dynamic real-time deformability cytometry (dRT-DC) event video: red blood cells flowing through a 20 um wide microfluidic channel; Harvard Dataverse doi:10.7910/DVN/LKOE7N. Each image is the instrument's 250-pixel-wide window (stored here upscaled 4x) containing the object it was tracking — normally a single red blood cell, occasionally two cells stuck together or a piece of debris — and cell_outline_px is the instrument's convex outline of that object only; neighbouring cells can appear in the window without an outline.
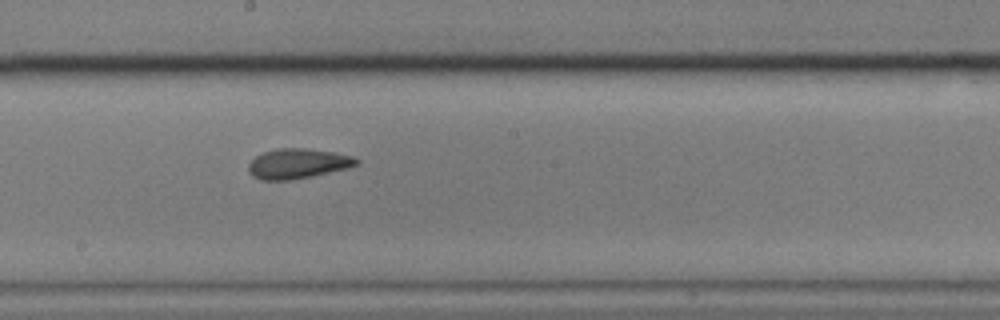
{"species": "common noctule bat (a hibernating species)", "species_latin": "Nyctalus noctula", "temperature_condition": "cold", "stored_images_in_passage": 16, "camera_frame_rate_fps": 3000, "um_per_image_px": 0.085, "animal": {"sex": "male", "body_mass_g": 17.9}, "frame": {"image": 1, "passage_image": 9, "time_ms": 2.667, "image_size_px": [1000, 320], "cell_outline_px": [[360, 164], [348, 168], [312, 176], [292, 180], [260, 180], [252, 176], [248, 172], [248, 164], [256, 156], [264, 152], [276, 148], [304, 148], [336, 152], [352, 156], [360, 160]], "centroid_in_image_um": [25.32, 13.91], "position_along_channel_um": 222.9, "area_um2": 19.07}}
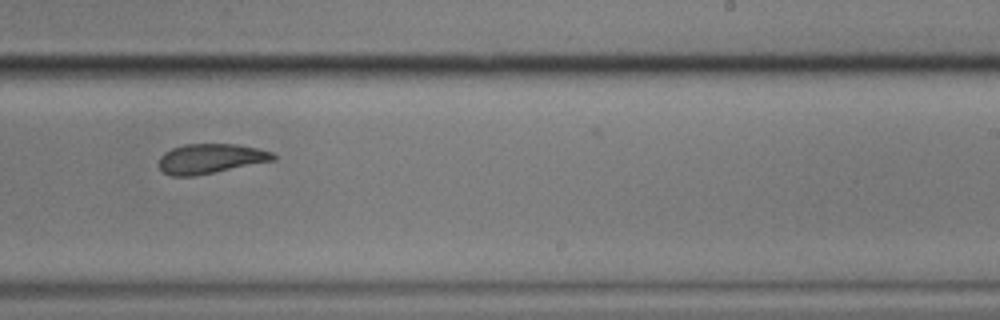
{"frame": {"image": 2, "passage_image": 11, "time_ms": 3.333, "image_size_px": [1000, 320], "cell_outline_px": [[276, 160], [192, 176], [172, 176], [164, 172], [156, 164], [160, 156], [164, 152], [172, 148], [184, 144], [236, 144], [256, 148], [272, 152], [276, 156]], "centroid_in_image_um": [17.85, 13.48], "position_along_channel_um": 271.1, "area_um2": 19.77}}
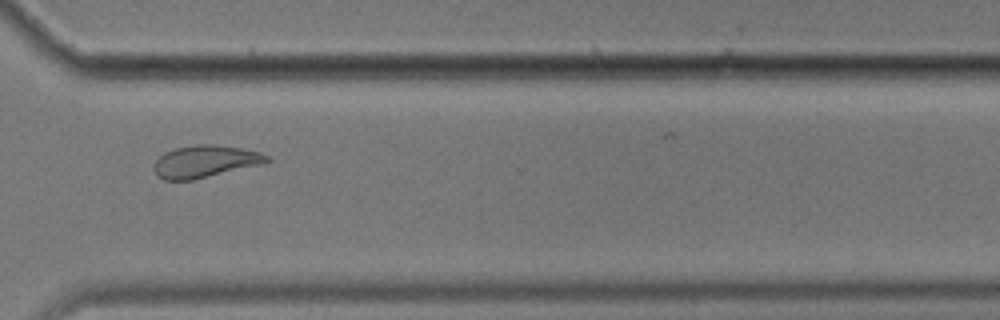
{"frame": {"image": 3, "passage_image": 13, "time_ms": 4.0, "image_size_px": [1000, 320], "cell_outline_px": [[272, 160], [268, 164], [192, 180], [164, 180], [156, 176], [152, 168], [156, 160], [164, 152], [176, 148], [196, 144], [216, 144], [240, 148], [260, 152], [268, 156]], "centroid_in_image_um": [17.47, 13.73], "position_along_channel_um": 353.1, "area_um2": 21.68}}